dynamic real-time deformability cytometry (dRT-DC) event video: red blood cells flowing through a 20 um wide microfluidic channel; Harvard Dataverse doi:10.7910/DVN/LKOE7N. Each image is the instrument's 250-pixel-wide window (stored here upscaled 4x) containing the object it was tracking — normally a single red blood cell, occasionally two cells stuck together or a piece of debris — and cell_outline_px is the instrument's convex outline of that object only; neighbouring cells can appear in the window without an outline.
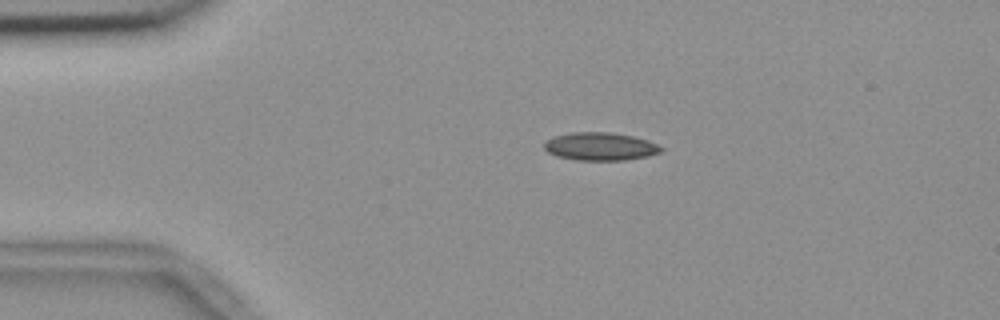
{"species": "common noctule bat (a hibernating species)", "species_latin": "Nyctalus noctula", "temperature_condition": "room temperature", "stored_images_in_passage": 2, "camera_frame_rate_fps": 3000, "um_per_image_px": 0.085, "animal": {"sex": "female", "body_mass_g": 18.4}, "frame": {"image": 1, "passage_image": 1, "time_ms": 0.0, "image_size_px": [1000, 320], "cell_outline_px": [[664, 148], [660, 152], [648, 156], [624, 160], [580, 160], [556, 156], [548, 152], [544, 148], [544, 144], [548, 140], [556, 136], [572, 132], [612, 132], [632, 136], [648, 140]], "centroid_in_image_um": [51.04, 12.45], "position_along_channel_um": 34.0, "area_um2": 18.9}}